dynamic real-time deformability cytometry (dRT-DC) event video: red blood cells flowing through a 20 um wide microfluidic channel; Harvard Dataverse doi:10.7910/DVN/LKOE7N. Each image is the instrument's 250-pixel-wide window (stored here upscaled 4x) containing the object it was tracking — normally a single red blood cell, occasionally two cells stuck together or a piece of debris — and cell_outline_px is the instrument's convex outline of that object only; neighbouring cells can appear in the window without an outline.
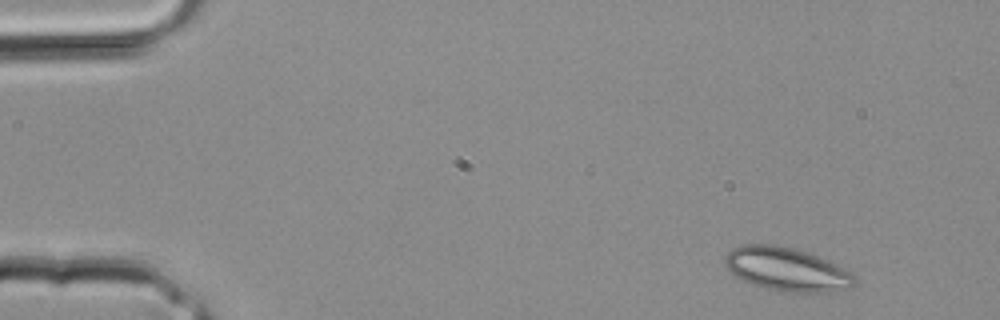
{"species": "common noctule bat (a hibernating species)", "species_latin": "Nyctalus noctula", "temperature_condition": "room temperature", "stored_images_in_passage": 4, "camera_frame_rate_fps": 3000, "um_per_image_px": 0.085, "animal": {"sex": "male", "body_mass_g": 20.4}, "frame": {"image": 1, "passage_image": 1, "time_ms": 0.0, "image_size_px": [1000, 320], "cell_outline_px": [[856, 280], [852, 288], [828, 292], [784, 292], [764, 288], [744, 280], [736, 276], [724, 264], [724, 256], [732, 248], [744, 244], [772, 244], [792, 248], [808, 252], [828, 260], [836, 264], [848, 272]], "centroid_in_image_um": [66.85, 22.88], "position_along_channel_um": 18.1, "area_um2": 32.71}}